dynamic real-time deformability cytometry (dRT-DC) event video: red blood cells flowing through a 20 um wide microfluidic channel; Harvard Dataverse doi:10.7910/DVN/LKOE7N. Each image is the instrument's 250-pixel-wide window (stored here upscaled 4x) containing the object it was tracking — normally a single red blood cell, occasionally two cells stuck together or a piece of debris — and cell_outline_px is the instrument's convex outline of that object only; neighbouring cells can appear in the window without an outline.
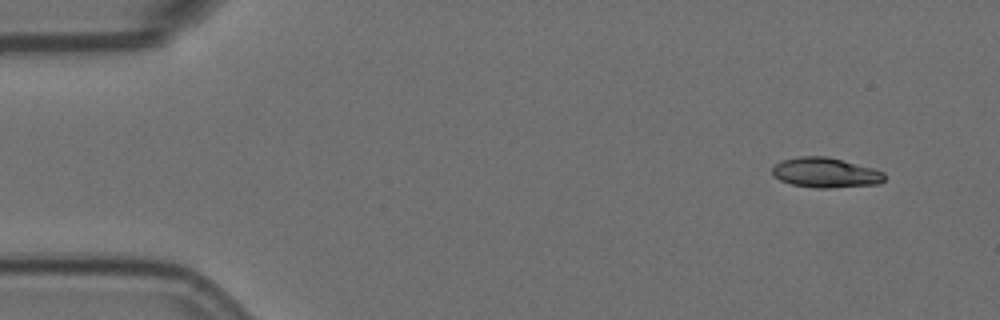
{"species": "Egyptian fruit bat (a non-hibernating species)", "species_latin": "Rousettus aegyptiacus", "temperature_condition": "room temperature", "stored_images_in_passage": 5, "camera_frame_rate_fps": 3000, "um_per_image_px": 0.085, "animal": {"sex": "female"}, "frame": {"image": 1, "passage_image": 1, "time_ms": 0.0, "image_size_px": [1000, 320], "cell_outline_px": [[884, 180], [880, 184], [832, 188], [816, 188], [792, 184], [780, 180], [772, 176], [772, 168], [780, 160], [796, 156], [828, 156], [872, 168], [884, 172]], "centroid_in_image_um": [70.14, 14.67], "position_along_channel_um": 14.9, "area_um2": 19.77}}
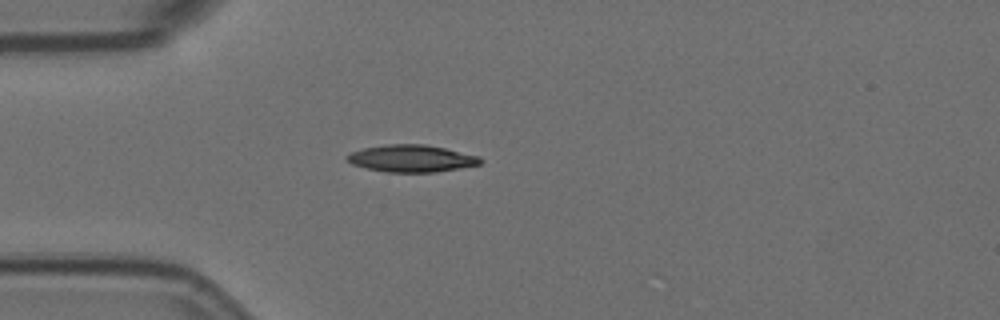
{"frame": {"image": 2, "passage_image": 4, "time_ms": 1.0, "image_size_px": [1000, 320], "cell_outline_px": [[480, 164], [460, 168], [436, 172], [384, 172], [352, 164], [344, 156], [352, 152], [364, 148], [388, 144], [424, 144], [444, 148], [480, 156]], "centroid_in_image_um": [34.97, 13.47], "position_along_channel_um": 50.0, "area_um2": 20.87}}